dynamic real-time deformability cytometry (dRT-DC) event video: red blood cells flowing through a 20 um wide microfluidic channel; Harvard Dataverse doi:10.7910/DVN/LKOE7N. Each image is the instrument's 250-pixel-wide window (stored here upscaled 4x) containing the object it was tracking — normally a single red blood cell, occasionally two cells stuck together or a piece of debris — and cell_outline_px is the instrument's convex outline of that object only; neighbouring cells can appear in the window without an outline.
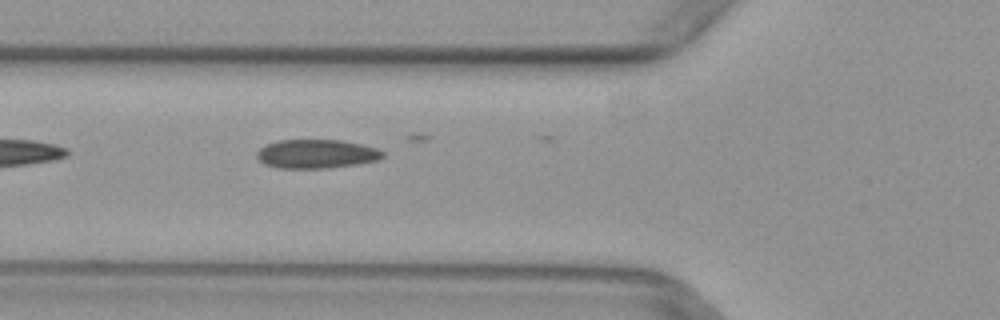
{"species": "common noctule bat (a hibernating species)", "species_latin": "Nyctalus noctula", "temperature_condition": "warm", "stored_images_in_passage": 5, "camera_frame_rate_fps": 3000, "um_per_image_px": 0.085, "animal": {"sex": "female", "body_mass_g": 29.2, "forearm_length_mm": 56.3}, "frame": {"image": 1, "passage_image": 5, "time_ms": 1.333, "image_size_px": [1000, 320], "cell_outline_px": [[384, 156], [380, 160], [356, 164], [328, 168], [276, 168], [264, 164], [256, 156], [256, 152], [260, 148], [276, 140], [340, 140], [360, 144], [376, 148], [384, 152]], "centroid_in_image_um": [26.89, 13.08], "position_along_channel_um": 98.9, "area_um2": 21.21}}